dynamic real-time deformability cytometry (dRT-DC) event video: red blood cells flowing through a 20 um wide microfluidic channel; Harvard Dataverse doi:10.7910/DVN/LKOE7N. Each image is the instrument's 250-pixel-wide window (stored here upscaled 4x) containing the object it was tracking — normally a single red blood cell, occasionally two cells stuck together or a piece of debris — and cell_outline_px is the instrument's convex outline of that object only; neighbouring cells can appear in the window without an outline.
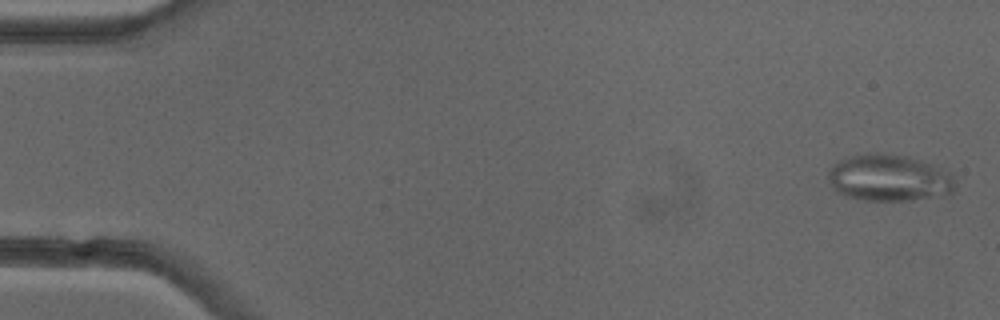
{"species": "common noctule bat (a hibernating species)", "species_latin": "Nyctalus noctula", "temperature_condition": "cold", "stored_images_in_passage": 52, "segment_of_instrument_passage": [1, 2], "camera_frame_rate_fps": 3000, "um_per_image_px": 0.085, "animal": {"sex": "female"}, "frame": {"image": 1, "passage_image": 2, "time_ms": 0.333, "image_size_px": [1000, 320], "cell_outline_px": [[956, 188], [952, 192], [912, 200], [856, 200], [844, 196], [836, 192], [832, 188], [828, 176], [828, 168], [836, 160], [844, 156], [872, 152], [884, 152], [908, 156], [936, 164], [952, 172], [956, 176]], "centroid_in_image_um": [75.55, 15.08], "position_along_channel_um": 9.4, "area_um2": 35.72}}